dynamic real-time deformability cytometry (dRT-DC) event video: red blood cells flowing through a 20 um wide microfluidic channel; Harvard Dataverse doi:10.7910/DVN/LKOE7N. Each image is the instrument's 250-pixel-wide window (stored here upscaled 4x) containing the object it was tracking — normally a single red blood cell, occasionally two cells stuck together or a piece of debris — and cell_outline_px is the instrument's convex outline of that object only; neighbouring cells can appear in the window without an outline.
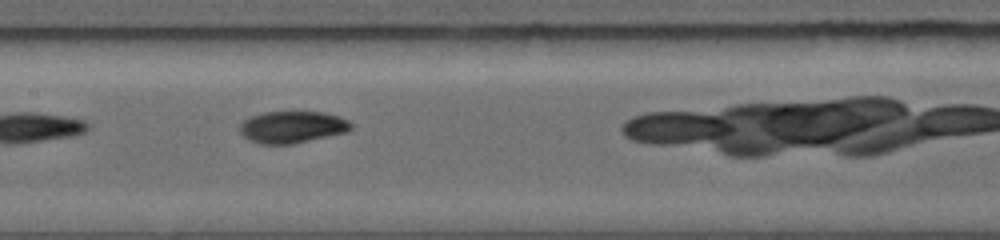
{"species": "common noctule bat (a hibernating species)", "species_latin": "Nyctalus noctula", "temperature_condition": "warm", "stored_images_in_passage": 12, "camera_frame_rate_fps": 5000, "um_per_image_px": 0.085, "animal": {"sex": "female", "body_mass_g": 19.0, "forearm_length_mm": 56.7}, "frame": {"image": 1, "passage_image": 4, "time_ms": 3.0, "image_size_px": [1000, 240], "cell_outline_px": [[352, 128], [348, 132], [292, 144], [260, 144], [248, 140], [240, 132], [240, 124], [244, 120], [252, 116], [264, 112], [324, 112], [340, 116], [348, 120], [352, 124]], "centroid_in_image_um": [24.86, 10.8], "position_along_channel_um": 182.5, "area_um2": 20.75}}